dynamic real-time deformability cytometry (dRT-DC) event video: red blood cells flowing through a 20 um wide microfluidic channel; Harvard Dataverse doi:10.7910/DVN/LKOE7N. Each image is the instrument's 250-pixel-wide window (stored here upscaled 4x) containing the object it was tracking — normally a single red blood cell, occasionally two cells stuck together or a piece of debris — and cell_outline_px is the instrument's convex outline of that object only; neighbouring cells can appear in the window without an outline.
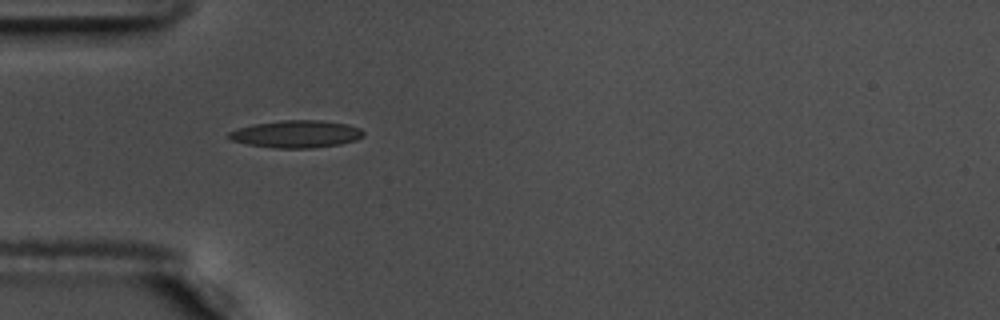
{"species": "common noctule bat (a hibernating species)", "species_latin": "Nyctalus noctula", "temperature_condition": "warm", "stored_images_in_passage": 40, "camera_frame_rate_fps": 3000, "um_per_image_px": 0.085, "animal": {"sex": "male", "body_mass_g": 17.5, "forearm_length_mm": 52.3}, "frame": {"image": 1, "passage_image": 1, "time_ms": 0.0, "image_size_px": [1000, 320], "cell_outline_px": [[364, 136], [356, 140], [340, 144], [312, 148], [276, 148], [248, 144], [232, 140], [228, 136], [228, 132], [252, 124], [284, 120], [320, 120], [348, 124], [360, 128], [364, 132]], "centroid_in_image_um": [25.22, 11.39], "position_along_channel_um": 59.8, "area_um2": 21.39}}
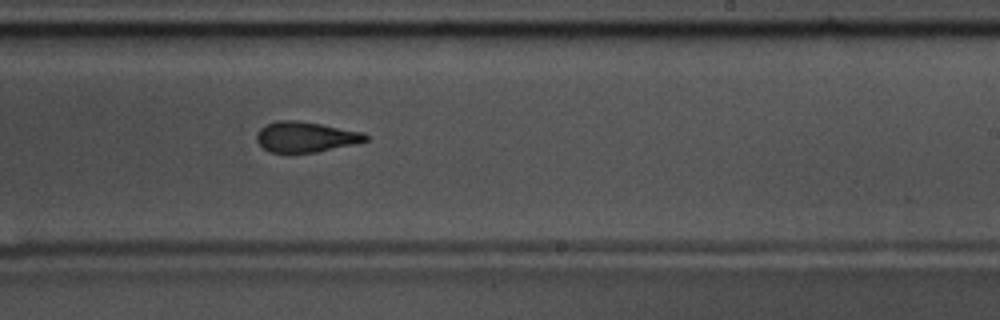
{"frame": {"image": 2, "passage_image": 18, "time_ms": 5.667, "image_size_px": [1000, 320], "cell_outline_px": [[368, 140], [352, 144], [316, 152], [268, 152], [256, 140], [256, 136], [260, 128], [276, 120], [296, 120], [320, 124], [364, 132], [368, 136]], "centroid_in_image_um": [25.96, 11.63], "position_along_channel_um": 263.0, "area_um2": 19.07}, "authors_computed_cell_mechanics": {"area_um2": 19.8254, "velocity_mm_per_s": 3.6446, "shape_relaxation_time_tau1_ms": 4.789, "shape_relaxation_time_tau2_ms": 2.9006, "deformation_change_tau1": 0.1681, "deformation_change_tau2": 0.1164}}